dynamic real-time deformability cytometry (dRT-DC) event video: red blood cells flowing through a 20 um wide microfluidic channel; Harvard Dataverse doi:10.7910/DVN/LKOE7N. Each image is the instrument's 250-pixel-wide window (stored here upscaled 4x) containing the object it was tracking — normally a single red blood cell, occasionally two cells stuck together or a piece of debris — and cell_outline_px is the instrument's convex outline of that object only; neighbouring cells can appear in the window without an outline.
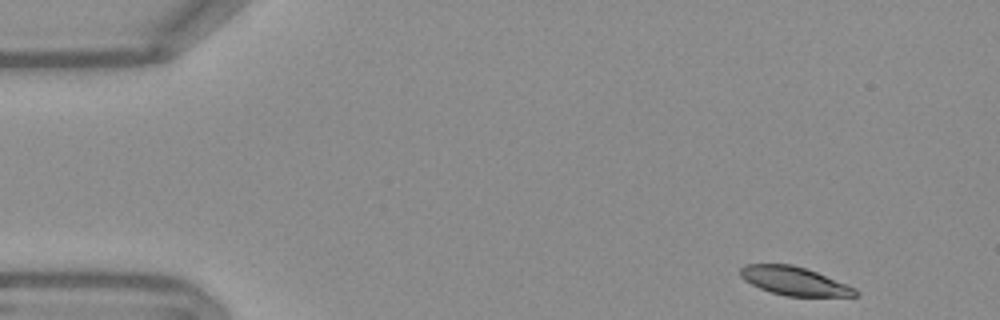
{"species": "Egyptian fruit bat (a non-hibernating species)", "species_latin": "Rousettus aegyptiacus", "temperature_condition": "warm", "stored_images_in_passage": 13, "camera_frame_rate_fps": 3000, "um_per_image_px": 0.085, "frame": {"image": 1, "passage_image": 1, "time_ms": 0.0, "image_size_px": [1000, 320], "cell_outline_px": [[860, 296], [784, 296], [760, 288], [744, 280], [740, 276], [740, 268], [744, 264], [792, 264], [816, 272], [856, 288], [860, 292]], "centroid_in_image_um": [67.52, 23.89], "position_along_channel_um": 17.5, "area_um2": 19.02}}